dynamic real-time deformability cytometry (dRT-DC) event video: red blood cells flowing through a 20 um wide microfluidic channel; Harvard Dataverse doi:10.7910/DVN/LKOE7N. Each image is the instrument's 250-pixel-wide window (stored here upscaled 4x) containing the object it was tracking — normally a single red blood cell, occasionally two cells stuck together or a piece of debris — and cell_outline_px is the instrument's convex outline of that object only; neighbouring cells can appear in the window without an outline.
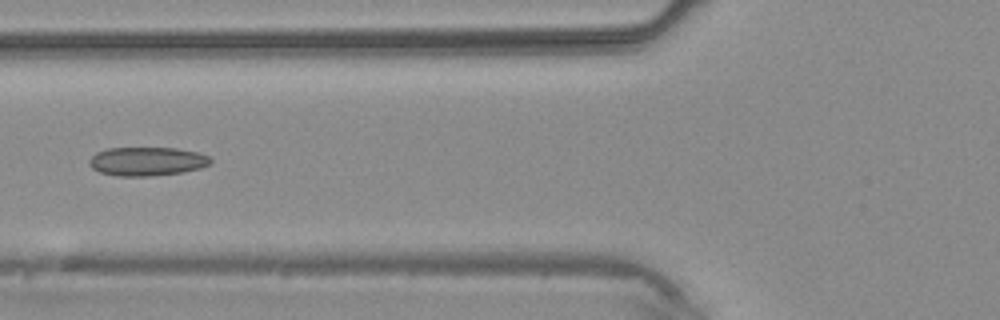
{"species": "common noctule bat (a hibernating species)", "species_latin": "Nyctalus noctula", "temperature_condition": "warm", "stored_images_in_passage": 5, "camera_frame_rate_fps": 3000, "um_per_image_px": 0.085, "animal": {"sex": "male", "body_mass_g": 20.4}, "frame": {"image": 1, "passage_image": 5, "time_ms": 5.0, "image_size_px": [1000, 320], "cell_outline_px": [[212, 160], [208, 164], [200, 168], [180, 172], [148, 176], [116, 176], [100, 172], [92, 168], [88, 164], [88, 160], [96, 152], [108, 148], [176, 148], [196, 152], [208, 156]], "centroid_in_image_um": [12.44, 13.71], "position_along_channel_um": 113.4, "area_um2": 20.17}}